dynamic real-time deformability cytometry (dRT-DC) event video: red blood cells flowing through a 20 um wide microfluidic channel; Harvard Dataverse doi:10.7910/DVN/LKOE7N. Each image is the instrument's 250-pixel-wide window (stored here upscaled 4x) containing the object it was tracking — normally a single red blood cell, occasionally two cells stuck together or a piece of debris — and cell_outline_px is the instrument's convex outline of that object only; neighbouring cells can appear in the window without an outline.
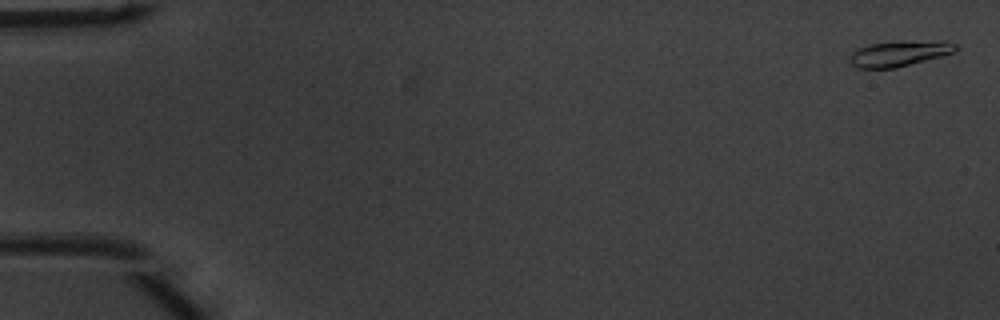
{"species": "common noctule bat (a hibernating species)", "species_latin": "Nyctalus noctula", "temperature_condition": "warm", "stored_images_in_passage": 52, "camera_frame_rate_fps": 3000, "um_per_image_px": 0.085, "animal": {"sex": "male", "body_mass_g": 20.1, "forearm_length_mm": 53.5}, "frame": {"image": 1, "passage_image": 2, "time_ms": 0.333, "image_size_px": [1000, 320], "cell_outline_px": [[956, 52], [896, 68], [856, 68], [848, 60], [848, 56], [852, 52], [860, 48], [872, 44], [900, 40], [944, 40], [956, 44]], "centroid_in_image_um": [76.46, 4.53], "position_along_channel_um": 8.5, "area_um2": 16.07}}
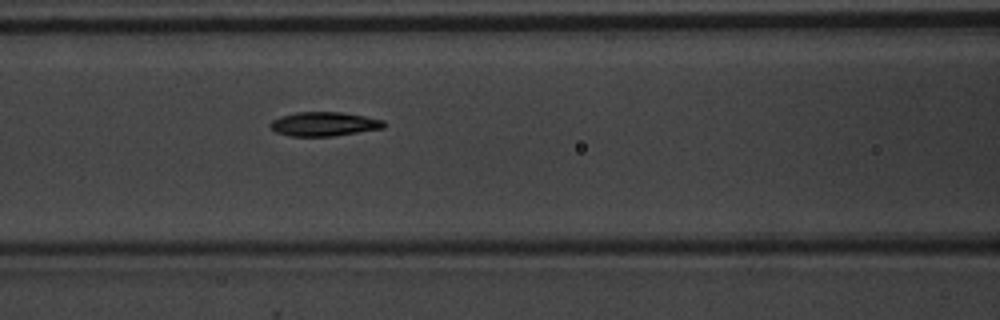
{"frame": {"image": 2, "passage_image": 23, "time_ms": 7.333, "image_size_px": [1000, 320], "cell_outline_px": [[384, 128], [332, 136], [288, 136], [276, 132], [268, 124], [272, 120], [280, 116], [296, 112], [340, 112], [364, 116], [384, 120]], "centroid_in_image_um": [27.51, 10.54], "position_along_channel_um": 139.1, "area_um2": 15.9}}
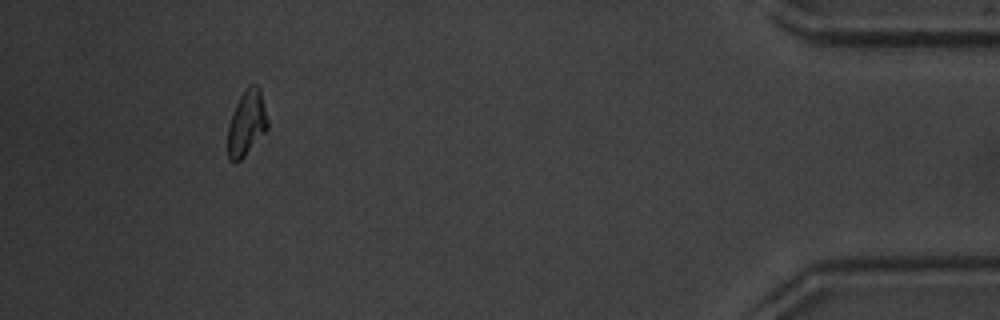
{"frame": {"image": 3, "passage_image": 48, "time_ms": 15.667, "image_size_px": [1000, 320], "cell_outline_px": [[268, 128], [244, 156], [240, 160], [232, 160], [228, 156], [228, 124], [232, 112], [240, 96], [248, 84], [256, 84], [260, 88], [268, 120]], "centroid_in_image_um": [20.97, 10.41], "position_along_channel_um": 414.2, "area_um2": 15.03}, "authors_computed_cell_mechanics": {"area_um2": 15.4904, "velocity_mm_per_s": 4.0178, "shape_relaxation_time_tau1_ms": 2.8668, "shape_relaxation_time_tau2_ms": 4.2124, "deformation_change_tau1": 0.1472, "deformation_change_tau2": 0.0824}}